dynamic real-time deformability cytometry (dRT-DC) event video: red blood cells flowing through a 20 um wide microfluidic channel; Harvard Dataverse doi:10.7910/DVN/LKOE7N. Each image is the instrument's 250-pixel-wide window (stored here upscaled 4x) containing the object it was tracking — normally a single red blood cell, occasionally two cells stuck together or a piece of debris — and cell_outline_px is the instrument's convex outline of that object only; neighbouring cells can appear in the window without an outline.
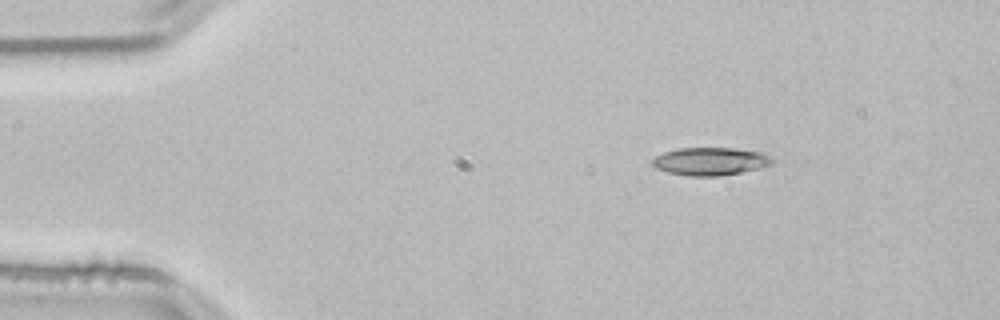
{"species": "common noctule bat (a hibernating species)", "species_latin": "Nyctalus noctula", "temperature_condition": "room temperature", "stored_images_in_passage": 46, "camera_frame_rate_fps": 3000, "um_per_image_px": 0.085, "animal": {"sex": "male", "body_mass_g": 21.5, "forearm_length_mm": 52.0}, "frame": {"image": 1, "passage_image": 1, "time_ms": 0.0, "image_size_px": [1000, 320], "cell_outline_px": [[772, 164], [760, 168], [720, 176], [688, 176], [668, 172], [656, 168], [652, 164], [652, 160], [656, 156], [664, 152], [680, 148], [732, 148], [760, 152], [768, 156], [772, 160]], "centroid_in_image_um": [60.35, 13.72], "position_along_channel_um": 24.7, "area_um2": 19.25}}
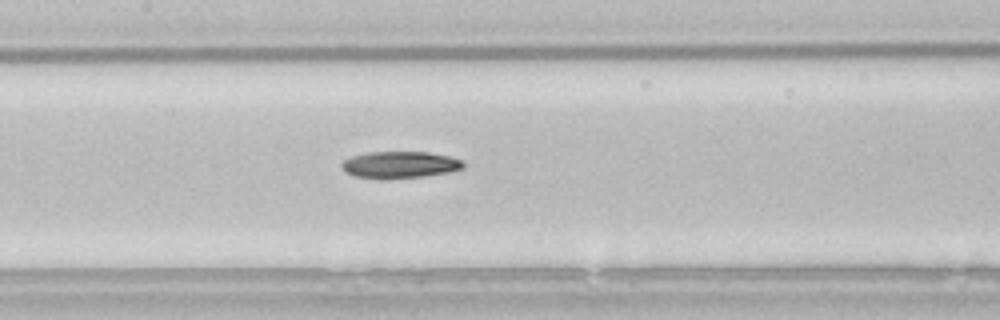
{"frame": {"image": 2, "passage_image": 18, "time_ms": 5.667, "image_size_px": [1000, 320], "cell_outline_px": [[464, 168], [448, 172], [420, 176], [388, 180], [380, 180], [352, 176], [344, 172], [340, 164], [348, 156], [368, 152], [428, 152], [448, 156], [460, 160], [464, 164]], "centroid_in_image_um": [33.88, 14.02], "position_along_channel_um": 173.5, "area_um2": 19.31}}
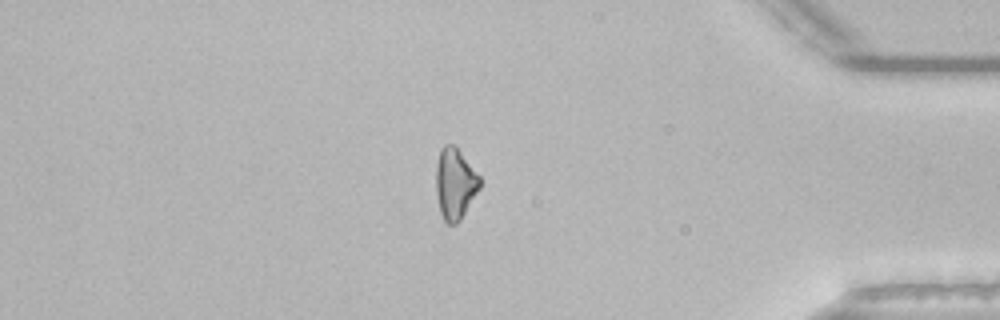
{"frame": {"image": 3, "passage_image": 38, "time_ms": 12.333, "image_size_px": [1000, 320], "cell_outline_px": [[480, 188], [460, 220], [456, 224], [448, 224], [444, 220], [440, 212], [436, 192], [436, 164], [440, 148], [444, 144], [452, 144], [460, 152], [480, 176]], "centroid_in_image_um": [38.66, 15.61], "position_along_channel_um": 396.5, "area_um2": 18.03}, "authors_computed_cell_mechanics": {"area_um2": 18.8717, "velocity_mm_per_s": 3.8499, "shape_relaxation_time_tau1_ms": 4.6138, "shape_relaxation_time_tau2_ms": null, "deformation_change_tau1": 0.1291, "deformation_change_tau2": null}}